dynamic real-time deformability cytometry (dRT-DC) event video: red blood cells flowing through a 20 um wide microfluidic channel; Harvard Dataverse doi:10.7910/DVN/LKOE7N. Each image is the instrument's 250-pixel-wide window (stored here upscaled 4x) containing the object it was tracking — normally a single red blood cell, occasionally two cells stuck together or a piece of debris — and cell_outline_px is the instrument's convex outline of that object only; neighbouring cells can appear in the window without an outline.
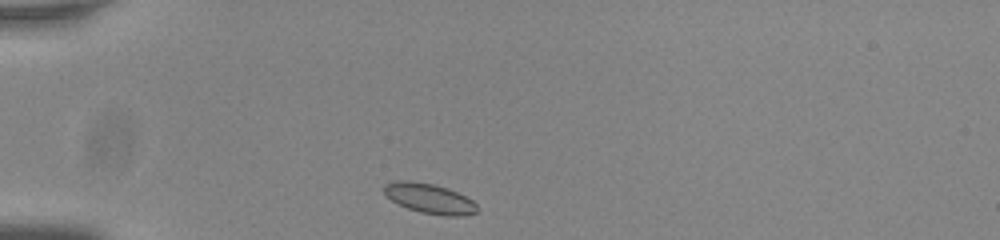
{"species": "common noctule bat (a hibernating species)", "species_latin": "Nyctalus noctula", "temperature_condition": "room temperature", "stored_images_in_passage": 35, "camera_frame_rate_fps": 3000, "um_per_image_px": 0.085, "animal": {"sex": "male", "body_mass_g": 20.0, "forearm_length_mm": 53.3}, "frame": {"image": 1, "passage_image": 1, "time_ms": 0.0, "image_size_px": [1000, 240], "cell_outline_px": [[476, 212], [460, 216], [444, 216], [420, 212], [408, 208], [392, 200], [384, 192], [384, 184], [396, 180], [408, 180], [432, 184], [448, 188], [472, 200], [476, 204]], "centroid_in_image_um": [36.49, 16.86], "position_along_channel_um": 48.5, "area_um2": 16.01}}
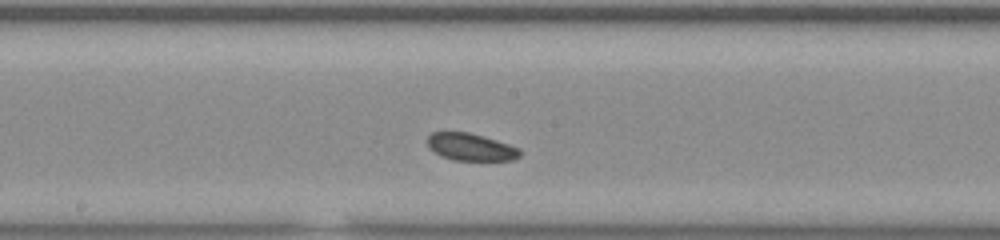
{"frame": {"image": 2, "passage_image": 16, "time_ms": 5.0, "image_size_px": [1000, 240], "cell_outline_px": [[520, 156], [512, 160], [452, 160], [440, 156], [428, 148], [428, 136], [432, 132], [468, 132], [496, 140], [520, 148]], "centroid_in_image_um": [39.99, 12.5], "position_along_channel_um": 208.2, "area_um2": 14.68}}
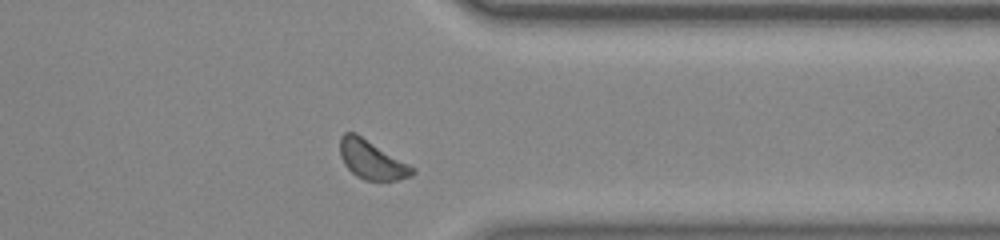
{"frame": {"image": 3, "passage_image": 30, "time_ms": 9.667, "image_size_px": [1000, 240], "cell_outline_px": [[416, 172], [412, 176], [400, 180], [364, 180], [356, 176], [344, 164], [340, 156], [340, 136], [344, 132], [356, 132], [416, 168]], "centroid_in_image_um": [31.61, 13.57], "position_along_channel_um": 379.8, "area_um2": 16.59}, "authors_computed_cell_mechanics": {"area_um2": 15.8372, "velocity_mm_per_s": 3.7343, "shape_relaxation_time_tau1_ms": null, "shape_relaxation_time_tau2_ms": 6.9196, "deformation_change_tau1": null, "deformation_change_tau2": 0.1298}}